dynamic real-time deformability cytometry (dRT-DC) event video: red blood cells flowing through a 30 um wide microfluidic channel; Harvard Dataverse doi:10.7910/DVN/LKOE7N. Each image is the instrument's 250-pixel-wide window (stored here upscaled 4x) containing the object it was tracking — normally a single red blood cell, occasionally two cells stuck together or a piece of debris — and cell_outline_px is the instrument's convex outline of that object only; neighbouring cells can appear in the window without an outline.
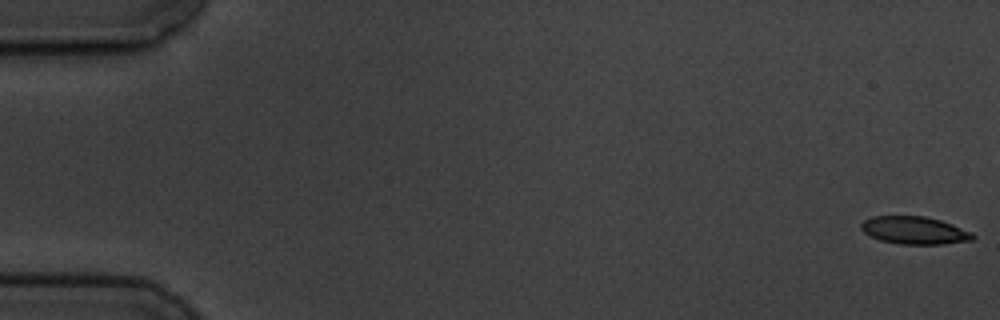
{"species": "common noctule bat (a hibernating species)", "species_latin": "Nyctalus noctula", "temperature_condition": "cold", "stored_images_in_passage": 6, "segment_of_instrument_passage": [2, 2], "camera_frame_rate_fps": 3000, "um_per_image_px": 0.085, "animal": {"sex": "male", "body_mass_g": 19.5, "forearm_length_mm": 54.6}, "frame": {"image": 1, "passage_image": 6, "time_ms": 6.667, "image_size_px": [1000, 320], "cell_outline_px": [[976, 236], [972, 240], [944, 244], [900, 244], [880, 240], [864, 232], [860, 228], [860, 224], [864, 220], [872, 216], [924, 216], [940, 220], [952, 224], [972, 232]], "centroid_in_image_um": [77.73, 19.58], "position_along_channel_um": 7.3, "area_um2": 17.98}}